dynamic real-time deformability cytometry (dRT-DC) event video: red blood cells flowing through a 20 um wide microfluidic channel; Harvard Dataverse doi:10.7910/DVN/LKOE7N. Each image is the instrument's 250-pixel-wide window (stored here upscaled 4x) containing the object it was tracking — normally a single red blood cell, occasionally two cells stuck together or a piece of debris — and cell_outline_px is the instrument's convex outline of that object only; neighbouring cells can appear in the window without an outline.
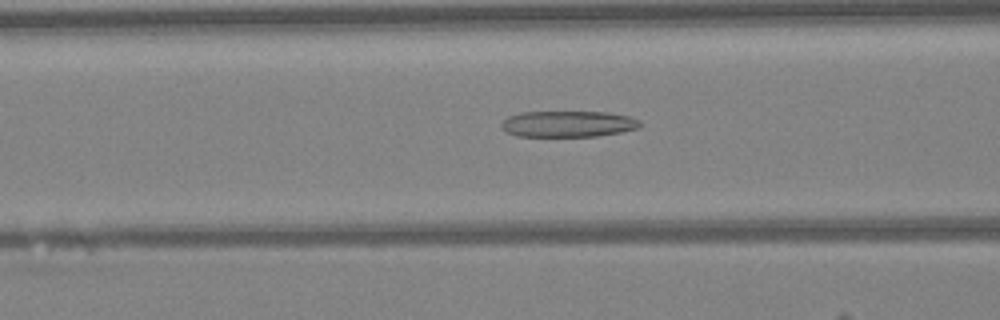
{"species": "Egyptian fruit bat (a non-hibernating species)", "species_latin": "Rousettus aegyptiacus", "temperature_condition": "warm", "stored_images_in_passage": 45, "camera_frame_rate_fps": 3000, "um_per_image_px": 0.085, "animal": {"sex": "female"}, "frame": {"image": 1, "passage_image": 16, "time_ms": 5.0, "image_size_px": [1000, 320], "cell_outline_px": [[640, 128], [620, 132], [596, 136], [516, 136], [500, 128], [500, 124], [508, 116], [520, 112], [608, 112], [628, 116], [640, 120]], "centroid_in_image_um": [48.27, 10.53], "position_along_channel_um": 118.3, "area_um2": 21.15}}
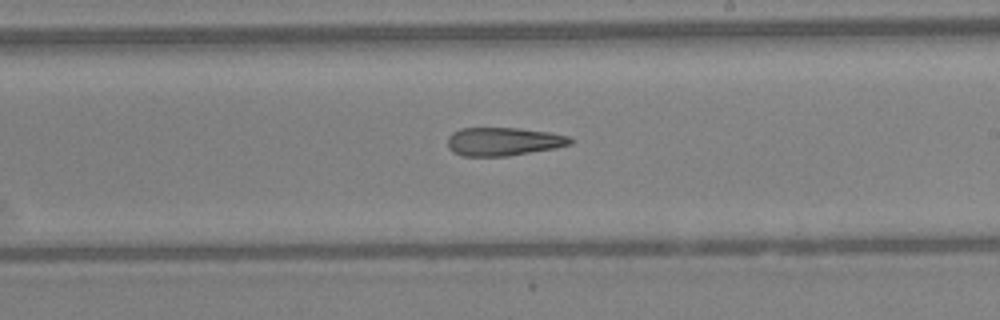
{"frame": {"image": 2, "passage_image": 25, "time_ms": 8.0, "image_size_px": [1000, 320], "cell_outline_px": [[572, 144], [556, 148], [504, 156], [464, 156], [452, 152], [448, 148], [448, 136], [452, 132], [460, 128], [520, 128], [548, 132], [568, 136], [572, 140]], "centroid_in_image_um": [42.76, 12.02], "position_along_channel_um": 246.2, "area_um2": 20.23}}
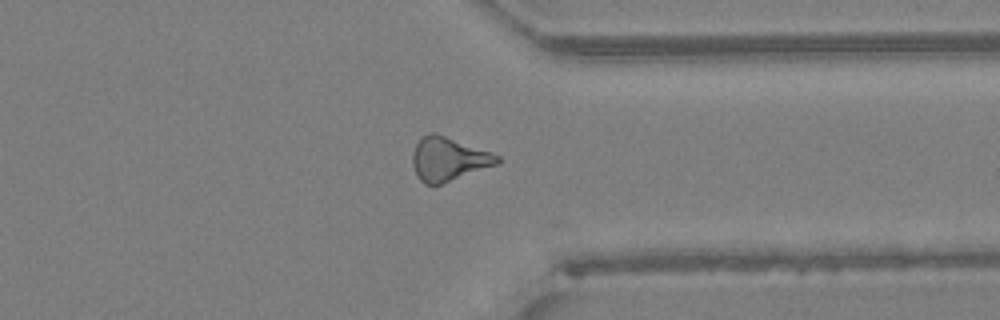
{"frame": {"image": 3, "passage_image": 34, "time_ms": 11.0, "image_size_px": [1000, 320], "cell_outline_px": [[500, 164], [440, 184], [424, 184], [416, 176], [412, 164], [412, 152], [420, 136], [428, 132], [436, 132], [500, 156]], "centroid_in_image_um": [38.09, 13.51], "position_along_channel_um": 373.3, "area_um2": 21.73}, "authors_computed_cell_mechanics": {"area_um2": 21.2126, "velocity_mm_per_s": 4.2885, "shape_relaxation_time_tau1_ms": null, "shape_relaxation_time_tau2_ms": 10.6199, "deformation_change_tau1": null, "deformation_change_tau2": 0.3315}}